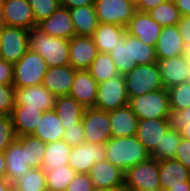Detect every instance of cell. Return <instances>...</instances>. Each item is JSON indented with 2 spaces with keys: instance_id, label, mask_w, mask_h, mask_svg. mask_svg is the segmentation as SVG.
<instances>
[{
  "instance_id": "1f68e13d",
  "label": "cell",
  "mask_w": 190,
  "mask_h": 191,
  "mask_svg": "<svg viewBox=\"0 0 190 191\" xmlns=\"http://www.w3.org/2000/svg\"><path fill=\"white\" fill-rule=\"evenodd\" d=\"M16 140L25 148L28 166L30 168H41L47 143L33 135L18 136Z\"/></svg>"
},
{
  "instance_id": "4dcf8cb0",
  "label": "cell",
  "mask_w": 190,
  "mask_h": 191,
  "mask_svg": "<svg viewBox=\"0 0 190 191\" xmlns=\"http://www.w3.org/2000/svg\"><path fill=\"white\" fill-rule=\"evenodd\" d=\"M84 107L69 95L57 96L55 112L61 119L63 126H71L82 121Z\"/></svg>"
},
{
  "instance_id": "5b68a950",
  "label": "cell",
  "mask_w": 190,
  "mask_h": 191,
  "mask_svg": "<svg viewBox=\"0 0 190 191\" xmlns=\"http://www.w3.org/2000/svg\"><path fill=\"white\" fill-rule=\"evenodd\" d=\"M47 70L44 58L28 49L24 56L14 64L12 85L15 88L41 85Z\"/></svg>"
},
{
  "instance_id": "277c9868",
  "label": "cell",
  "mask_w": 190,
  "mask_h": 191,
  "mask_svg": "<svg viewBox=\"0 0 190 191\" xmlns=\"http://www.w3.org/2000/svg\"><path fill=\"white\" fill-rule=\"evenodd\" d=\"M128 105L138 120L168 119L169 117V95L165 88L129 99Z\"/></svg>"
},
{
  "instance_id": "d4e9b609",
  "label": "cell",
  "mask_w": 190,
  "mask_h": 191,
  "mask_svg": "<svg viewBox=\"0 0 190 191\" xmlns=\"http://www.w3.org/2000/svg\"><path fill=\"white\" fill-rule=\"evenodd\" d=\"M112 137H130L137 133L138 118L127 104L108 112Z\"/></svg>"
},
{
  "instance_id": "db71d44e",
  "label": "cell",
  "mask_w": 190,
  "mask_h": 191,
  "mask_svg": "<svg viewBox=\"0 0 190 191\" xmlns=\"http://www.w3.org/2000/svg\"><path fill=\"white\" fill-rule=\"evenodd\" d=\"M0 178H6V159L4 152H0Z\"/></svg>"
},
{
  "instance_id": "d6986e66",
  "label": "cell",
  "mask_w": 190,
  "mask_h": 191,
  "mask_svg": "<svg viewBox=\"0 0 190 191\" xmlns=\"http://www.w3.org/2000/svg\"><path fill=\"white\" fill-rule=\"evenodd\" d=\"M157 64L165 89L187 82L190 64L185 55L168 59H157Z\"/></svg>"
},
{
  "instance_id": "f5cc1de1",
  "label": "cell",
  "mask_w": 190,
  "mask_h": 191,
  "mask_svg": "<svg viewBox=\"0 0 190 191\" xmlns=\"http://www.w3.org/2000/svg\"><path fill=\"white\" fill-rule=\"evenodd\" d=\"M181 16H190V0H173Z\"/></svg>"
},
{
  "instance_id": "7dc6e473",
  "label": "cell",
  "mask_w": 190,
  "mask_h": 191,
  "mask_svg": "<svg viewBox=\"0 0 190 191\" xmlns=\"http://www.w3.org/2000/svg\"><path fill=\"white\" fill-rule=\"evenodd\" d=\"M175 159L190 170V140L182 138L178 145Z\"/></svg>"
},
{
  "instance_id": "44dd1931",
  "label": "cell",
  "mask_w": 190,
  "mask_h": 191,
  "mask_svg": "<svg viewBox=\"0 0 190 191\" xmlns=\"http://www.w3.org/2000/svg\"><path fill=\"white\" fill-rule=\"evenodd\" d=\"M76 73L70 65L50 67L46 71L42 85L57 96L69 95Z\"/></svg>"
},
{
  "instance_id": "52a82bcc",
  "label": "cell",
  "mask_w": 190,
  "mask_h": 191,
  "mask_svg": "<svg viewBox=\"0 0 190 191\" xmlns=\"http://www.w3.org/2000/svg\"><path fill=\"white\" fill-rule=\"evenodd\" d=\"M128 102L124 76L117 75L98 83L94 108L110 112L127 105Z\"/></svg>"
},
{
  "instance_id": "8992f818",
  "label": "cell",
  "mask_w": 190,
  "mask_h": 191,
  "mask_svg": "<svg viewBox=\"0 0 190 191\" xmlns=\"http://www.w3.org/2000/svg\"><path fill=\"white\" fill-rule=\"evenodd\" d=\"M161 189L159 161L151 156L130 167L124 174V191H151Z\"/></svg>"
},
{
  "instance_id": "83f0119b",
  "label": "cell",
  "mask_w": 190,
  "mask_h": 191,
  "mask_svg": "<svg viewBox=\"0 0 190 191\" xmlns=\"http://www.w3.org/2000/svg\"><path fill=\"white\" fill-rule=\"evenodd\" d=\"M71 150L72 147L62 139L47 143L41 169L45 173H49L54 168L63 167V165L68 164Z\"/></svg>"
},
{
  "instance_id": "7402d4cb",
  "label": "cell",
  "mask_w": 190,
  "mask_h": 191,
  "mask_svg": "<svg viewBox=\"0 0 190 191\" xmlns=\"http://www.w3.org/2000/svg\"><path fill=\"white\" fill-rule=\"evenodd\" d=\"M185 45L177 25L162 27L155 53L157 59H168L185 55Z\"/></svg>"
},
{
  "instance_id": "ab89813d",
  "label": "cell",
  "mask_w": 190,
  "mask_h": 191,
  "mask_svg": "<svg viewBox=\"0 0 190 191\" xmlns=\"http://www.w3.org/2000/svg\"><path fill=\"white\" fill-rule=\"evenodd\" d=\"M170 109L183 110L190 107V83L183 82L167 89Z\"/></svg>"
},
{
  "instance_id": "d590c367",
  "label": "cell",
  "mask_w": 190,
  "mask_h": 191,
  "mask_svg": "<svg viewBox=\"0 0 190 191\" xmlns=\"http://www.w3.org/2000/svg\"><path fill=\"white\" fill-rule=\"evenodd\" d=\"M161 27L177 25L180 13L173 0H166L147 12Z\"/></svg>"
},
{
  "instance_id": "d6a6232c",
  "label": "cell",
  "mask_w": 190,
  "mask_h": 191,
  "mask_svg": "<svg viewBox=\"0 0 190 191\" xmlns=\"http://www.w3.org/2000/svg\"><path fill=\"white\" fill-rule=\"evenodd\" d=\"M130 71L137 65L157 62L155 47L129 35Z\"/></svg>"
},
{
  "instance_id": "30bf717a",
  "label": "cell",
  "mask_w": 190,
  "mask_h": 191,
  "mask_svg": "<svg viewBox=\"0 0 190 191\" xmlns=\"http://www.w3.org/2000/svg\"><path fill=\"white\" fill-rule=\"evenodd\" d=\"M28 29L1 24L0 59L17 63L28 50Z\"/></svg>"
},
{
  "instance_id": "9c48e42d",
  "label": "cell",
  "mask_w": 190,
  "mask_h": 191,
  "mask_svg": "<svg viewBox=\"0 0 190 191\" xmlns=\"http://www.w3.org/2000/svg\"><path fill=\"white\" fill-rule=\"evenodd\" d=\"M82 123L85 142L106 144L112 138L108 112L94 107L85 108Z\"/></svg>"
},
{
  "instance_id": "11a10c76",
  "label": "cell",
  "mask_w": 190,
  "mask_h": 191,
  "mask_svg": "<svg viewBox=\"0 0 190 191\" xmlns=\"http://www.w3.org/2000/svg\"><path fill=\"white\" fill-rule=\"evenodd\" d=\"M12 184L6 178H0V191H11Z\"/></svg>"
},
{
  "instance_id": "cb8c5ba5",
  "label": "cell",
  "mask_w": 190,
  "mask_h": 191,
  "mask_svg": "<svg viewBox=\"0 0 190 191\" xmlns=\"http://www.w3.org/2000/svg\"><path fill=\"white\" fill-rule=\"evenodd\" d=\"M6 179L13 185L30 172L26 162L25 148L15 140L5 150Z\"/></svg>"
},
{
  "instance_id": "7a4b0ae2",
  "label": "cell",
  "mask_w": 190,
  "mask_h": 191,
  "mask_svg": "<svg viewBox=\"0 0 190 191\" xmlns=\"http://www.w3.org/2000/svg\"><path fill=\"white\" fill-rule=\"evenodd\" d=\"M28 49L40 54L48 68L69 65V39L52 37L35 27L28 32Z\"/></svg>"
},
{
  "instance_id": "ffe728a7",
  "label": "cell",
  "mask_w": 190,
  "mask_h": 191,
  "mask_svg": "<svg viewBox=\"0 0 190 191\" xmlns=\"http://www.w3.org/2000/svg\"><path fill=\"white\" fill-rule=\"evenodd\" d=\"M169 128L168 119L138 120L136 137L151 154Z\"/></svg>"
},
{
  "instance_id": "f6af8a7d",
  "label": "cell",
  "mask_w": 190,
  "mask_h": 191,
  "mask_svg": "<svg viewBox=\"0 0 190 191\" xmlns=\"http://www.w3.org/2000/svg\"><path fill=\"white\" fill-rule=\"evenodd\" d=\"M168 121L170 128L180 132L184 126L190 123V107L183 110L170 109Z\"/></svg>"
},
{
  "instance_id": "816d5d0a",
  "label": "cell",
  "mask_w": 190,
  "mask_h": 191,
  "mask_svg": "<svg viewBox=\"0 0 190 191\" xmlns=\"http://www.w3.org/2000/svg\"><path fill=\"white\" fill-rule=\"evenodd\" d=\"M61 6L67 9L79 8L83 6H94V0H59Z\"/></svg>"
},
{
  "instance_id": "3957f363",
  "label": "cell",
  "mask_w": 190,
  "mask_h": 191,
  "mask_svg": "<svg viewBox=\"0 0 190 191\" xmlns=\"http://www.w3.org/2000/svg\"><path fill=\"white\" fill-rule=\"evenodd\" d=\"M124 79L129 99L165 88L157 62L137 65Z\"/></svg>"
},
{
  "instance_id": "f907efd6",
  "label": "cell",
  "mask_w": 190,
  "mask_h": 191,
  "mask_svg": "<svg viewBox=\"0 0 190 191\" xmlns=\"http://www.w3.org/2000/svg\"><path fill=\"white\" fill-rule=\"evenodd\" d=\"M166 0H138L136 10L139 12H149L151 9L159 6Z\"/></svg>"
},
{
  "instance_id": "603a6c76",
  "label": "cell",
  "mask_w": 190,
  "mask_h": 191,
  "mask_svg": "<svg viewBox=\"0 0 190 191\" xmlns=\"http://www.w3.org/2000/svg\"><path fill=\"white\" fill-rule=\"evenodd\" d=\"M159 181L163 191L185 186V182H190V170L177 159L159 161Z\"/></svg>"
},
{
  "instance_id": "f1b7e54d",
  "label": "cell",
  "mask_w": 190,
  "mask_h": 191,
  "mask_svg": "<svg viewBox=\"0 0 190 191\" xmlns=\"http://www.w3.org/2000/svg\"><path fill=\"white\" fill-rule=\"evenodd\" d=\"M126 33V28L108 23H98L94 34L91 36L98 52L110 53L118 44V39Z\"/></svg>"
},
{
  "instance_id": "681fc988",
  "label": "cell",
  "mask_w": 190,
  "mask_h": 191,
  "mask_svg": "<svg viewBox=\"0 0 190 191\" xmlns=\"http://www.w3.org/2000/svg\"><path fill=\"white\" fill-rule=\"evenodd\" d=\"M185 47L190 46V16H181L177 23Z\"/></svg>"
},
{
  "instance_id": "e0dca14e",
  "label": "cell",
  "mask_w": 190,
  "mask_h": 191,
  "mask_svg": "<svg viewBox=\"0 0 190 191\" xmlns=\"http://www.w3.org/2000/svg\"><path fill=\"white\" fill-rule=\"evenodd\" d=\"M98 82L88 70H76L69 96L84 108L94 107L97 98Z\"/></svg>"
},
{
  "instance_id": "60d3db41",
  "label": "cell",
  "mask_w": 190,
  "mask_h": 191,
  "mask_svg": "<svg viewBox=\"0 0 190 191\" xmlns=\"http://www.w3.org/2000/svg\"><path fill=\"white\" fill-rule=\"evenodd\" d=\"M34 13L35 22L38 24L43 19L50 17L60 6L59 0H28Z\"/></svg>"
},
{
  "instance_id": "2e32d148",
  "label": "cell",
  "mask_w": 190,
  "mask_h": 191,
  "mask_svg": "<svg viewBox=\"0 0 190 191\" xmlns=\"http://www.w3.org/2000/svg\"><path fill=\"white\" fill-rule=\"evenodd\" d=\"M162 27L147 12L136 11L126 27V33L143 43L156 46Z\"/></svg>"
},
{
  "instance_id": "ac0fdd59",
  "label": "cell",
  "mask_w": 190,
  "mask_h": 191,
  "mask_svg": "<svg viewBox=\"0 0 190 191\" xmlns=\"http://www.w3.org/2000/svg\"><path fill=\"white\" fill-rule=\"evenodd\" d=\"M37 28L52 37L70 39L75 36L69 9L60 6L50 17L38 23Z\"/></svg>"
},
{
  "instance_id": "91938a15",
  "label": "cell",
  "mask_w": 190,
  "mask_h": 191,
  "mask_svg": "<svg viewBox=\"0 0 190 191\" xmlns=\"http://www.w3.org/2000/svg\"><path fill=\"white\" fill-rule=\"evenodd\" d=\"M91 191H108V190H105V189H101V188H98V187H94L91 189Z\"/></svg>"
},
{
  "instance_id": "484cf974",
  "label": "cell",
  "mask_w": 190,
  "mask_h": 191,
  "mask_svg": "<svg viewBox=\"0 0 190 191\" xmlns=\"http://www.w3.org/2000/svg\"><path fill=\"white\" fill-rule=\"evenodd\" d=\"M43 111L38 108L14 106L11 113L15 133L18 136L32 135L37 128Z\"/></svg>"
},
{
  "instance_id": "f35d334b",
  "label": "cell",
  "mask_w": 190,
  "mask_h": 191,
  "mask_svg": "<svg viewBox=\"0 0 190 191\" xmlns=\"http://www.w3.org/2000/svg\"><path fill=\"white\" fill-rule=\"evenodd\" d=\"M110 56L115 63L119 75L130 72L129 34L125 33L118 39V44L111 51Z\"/></svg>"
},
{
  "instance_id": "6125c7cd",
  "label": "cell",
  "mask_w": 190,
  "mask_h": 191,
  "mask_svg": "<svg viewBox=\"0 0 190 191\" xmlns=\"http://www.w3.org/2000/svg\"><path fill=\"white\" fill-rule=\"evenodd\" d=\"M0 49H1V23H0Z\"/></svg>"
},
{
  "instance_id": "74e56055",
  "label": "cell",
  "mask_w": 190,
  "mask_h": 191,
  "mask_svg": "<svg viewBox=\"0 0 190 191\" xmlns=\"http://www.w3.org/2000/svg\"><path fill=\"white\" fill-rule=\"evenodd\" d=\"M12 188L14 191H45V172L41 168H32L28 174L16 181Z\"/></svg>"
},
{
  "instance_id": "bcb514c9",
  "label": "cell",
  "mask_w": 190,
  "mask_h": 191,
  "mask_svg": "<svg viewBox=\"0 0 190 191\" xmlns=\"http://www.w3.org/2000/svg\"><path fill=\"white\" fill-rule=\"evenodd\" d=\"M92 188L93 183L88 173H78L69 183L66 191H91Z\"/></svg>"
},
{
  "instance_id": "e7e4bbea",
  "label": "cell",
  "mask_w": 190,
  "mask_h": 191,
  "mask_svg": "<svg viewBox=\"0 0 190 191\" xmlns=\"http://www.w3.org/2000/svg\"><path fill=\"white\" fill-rule=\"evenodd\" d=\"M0 16H1V0H0Z\"/></svg>"
},
{
  "instance_id": "94428289",
  "label": "cell",
  "mask_w": 190,
  "mask_h": 191,
  "mask_svg": "<svg viewBox=\"0 0 190 191\" xmlns=\"http://www.w3.org/2000/svg\"><path fill=\"white\" fill-rule=\"evenodd\" d=\"M187 82L190 83V67H189V73H188V76H187Z\"/></svg>"
},
{
  "instance_id": "be15d7a7",
  "label": "cell",
  "mask_w": 190,
  "mask_h": 191,
  "mask_svg": "<svg viewBox=\"0 0 190 191\" xmlns=\"http://www.w3.org/2000/svg\"><path fill=\"white\" fill-rule=\"evenodd\" d=\"M45 191H55V190H52V189L47 188Z\"/></svg>"
},
{
  "instance_id": "8fae6325",
  "label": "cell",
  "mask_w": 190,
  "mask_h": 191,
  "mask_svg": "<svg viewBox=\"0 0 190 191\" xmlns=\"http://www.w3.org/2000/svg\"><path fill=\"white\" fill-rule=\"evenodd\" d=\"M0 23L28 30L38 25L28 0H1Z\"/></svg>"
},
{
  "instance_id": "7bdbcfd3",
  "label": "cell",
  "mask_w": 190,
  "mask_h": 191,
  "mask_svg": "<svg viewBox=\"0 0 190 191\" xmlns=\"http://www.w3.org/2000/svg\"><path fill=\"white\" fill-rule=\"evenodd\" d=\"M15 87L0 84V115H11L15 104Z\"/></svg>"
},
{
  "instance_id": "ee69618b",
  "label": "cell",
  "mask_w": 190,
  "mask_h": 191,
  "mask_svg": "<svg viewBox=\"0 0 190 191\" xmlns=\"http://www.w3.org/2000/svg\"><path fill=\"white\" fill-rule=\"evenodd\" d=\"M63 141L67 142L71 147L82 145L85 142L84 128L82 121L71 126H63Z\"/></svg>"
},
{
  "instance_id": "c3c4849f",
  "label": "cell",
  "mask_w": 190,
  "mask_h": 191,
  "mask_svg": "<svg viewBox=\"0 0 190 191\" xmlns=\"http://www.w3.org/2000/svg\"><path fill=\"white\" fill-rule=\"evenodd\" d=\"M13 70L14 64L0 59V84L12 85L13 84Z\"/></svg>"
},
{
  "instance_id": "e575fe53",
  "label": "cell",
  "mask_w": 190,
  "mask_h": 191,
  "mask_svg": "<svg viewBox=\"0 0 190 191\" xmlns=\"http://www.w3.org/2000/svg\"><path fill=\"white\" fill-rule=\"evenodd\" d=\"M182 137L177 130L169 128L163 135L160 145L150 154L152 158L158 161L175 159L178 145Z\"/></svg>"
},
{
  "instance_id": "ba28073f",
  "label": "cell",
  "mask_w": 190,
  "mask_h": 191,
  "mask_svg": "<svg viewBox=\"0 0 190 191\" xmlns=\"http://www.w3.org/2000/svg\"><path fill=\"white\" fill-rule=\"evenodd\" d=\"M94 7L100 23L120 25L124 28L137 11L136 3L132 0H94Z\"/></svg>"
},
{
  "instance_id": "5bb4252c",
  "label": "cell",
  "mask_w": 190,
  "mask_h": 191,
  "mask_svg": "<svg viewBox=\"0 0 190 191\" xmlns=\"http://www.w3.org/2000/svg\"><path fill=\"white\" fill-rule=\"evenodd\" d=\"M105 144L87 143L72 147L69 165L77 173H88L92 165L106 159Z\"/></svg>"
},
{
  "instance_id": "680465c9",
  "label": "cell",
  "mask_w": 190,
  "mask_h": 191,
  "mask_svg": "<svg viewBox=\"0 0 190 191\" xmlns=\"http://www.w3.org/2000/svg\"><path fill=\"white\" fill-rule=\"evenodd\" d=\"M185 57L187 58L188 63L190 64V46L185 49Z\"/></svg>"
},
{
  "instance_id": "6f0895ef",
  "label": "cell",
  "mask_w": 190,
  "mask_h": 191,
  "mask_svg": "<svg viewBox=\"0 0 190 191\" xmlns=\"http://www.w3.org/2000/svg\"><path fill=\"white\" fill-rule=\"evenodd\" d=\"M167 191H190V182H185V186L171 187Z\"/></svg>"
},
{
  "instance_id": "b9f144b4",
  "label": "cell",
  "mask_w": 190,
  "mask_h": 191,
  "mask_svg": "<svg viewBox=\"0 0 190 191\" xmlns=\"http://www.w3.org/2000/svg\"><path fill=\"white\" fill-rule=\"evenodd\" d=\"M16 138L11 115H0V152H5Z\"/></svg>"
},
{
  "instance_id": "8d00e7d4",
  "label": "cell",
  "mask_w": 190,
  "mask_h": 191,
  "mask_svg": "<svg viewBox=\"0 0 190 191\" xmlns=\"http://www.w3.org/2000/svg\"><path fill=\"white\" fill-rule=\"evenodd\" d=\"M77 174L78 173L69 164L54 168L53 171L45 173L46 186L55 191H66L67 186Z\"/></svg>"
},
{
  "instance_id": "4fadbf2b",
  "label": "cell",
  "mask_w": 190,
  "mask_h": 191,
  "mask_svg": "<svg viewBox=\"0 0 190 191\" xmlns=\"http://www.w3.org/2000/svg\"><path fill=\"white\" fill-rule=\"evenodd\" d=\"M14 106H26V108H38L43 112L55 108L56 96L42 84L15 88Z\"/></svg>"
},
{
  "instance_id": "836d02e7",
  "label": "cell",
  "mask_w": 190,
  "mask_h": 191,
  "mask_svg": "<svg viewBox=\"0 0 190 191\" xmlns=\"http://www.w3.org/2000/svg\"><path fill=\"white\" fill-rule=\"evenodd\" d=\"M88 71L98 83L119 75L110 54L102 52L97 53Z\"/></svg>"
},
{
  "instance_id": "9f6ffc18",
  "label": "cell",
  "mask_w": 190,
  "mask_h": 191,
  "mask_svg": "<svg viewBox=\"0 0 190 191\" xmlns=\"http://www.w3.org/2000/svg\"><path fill=\"white\" fill-rule=\"evenodd\" d=\"M179 133L182 138L190 140V123L184 126V128Z\"/></svg>"
},
{
  "instance_id": "7c38bea8",
  "label": "cell",
  "mask_w": 190,
  "mask_h": 191,
  "mask_svg": "<svg viewBox=\"0 0 190 191\" xmlns=\"http://www.w3.org/2000/svg\"><path fill=\"white\" fill-rule=\"evenodd\" d=\"M124 174L107 159L94 163L88 172L94 187L108 191H124Z\"/></svg>"
},
{
  "instance_id": "f546056e",
  "label": "cell",
  "mask_w": 190,
  "mask_h": 191,
  "mask_svg": "<svg viewBox=\"0 0 190 191\" xmlns=\"http://www.w3.org/2000/svg\"><path fill=\"white\" fill-rule=\"evenodd\" d=\"M75 35L92 36L98 27V18L94 6L69 9Z\"/></svg>"
},
{
  "instance_id": "9a60e30c",
  "label": "cell",
  "mask_w": 190,
  "mask_h": 191,
  "mask_svg": "<svg viewBox=\"0 0 190 191\" xmlns=\"http://www.w3.org/2000/svg\"><path fill=\"white\" fill-rule=\"evenodd\" d=\"M98 50L91 36H73L69 39V65L76 70H88Z\"/></svg>"
},
{
  "instance_id": "4316f807",
  "label": "cell",
  "mask_w": 190,
  "mask_h": 191,
  "mask_svg": "<svg viewBox=\"0 0 190 191\" xmlns=\"http://www.w3.org/2000/svg\"><path fill=\"white\" fill-rule=\"evenodd\" d=\"M64 129L61 119L53 109L42 113L37 128L32 135L40 138L45 143H49L63 139Z\"/></svg>"
},
{
  "instance_id": "6da1fadb",
  "label": "cell",
  "mask_w": 190,
  "mask_h": 191,
  "mask_svg": "<svg viewBox=\"0 0 190 191\" xmlns=\"http://www.w3.org/2000/svg\"><path fill=\"white\" fill-rule=\"evenodd\" d=\"M105 151L106 159L124 172L150 157V153L137 139L136 135L112 137L105 144Z\"/></svg>"
}]
</instances>
